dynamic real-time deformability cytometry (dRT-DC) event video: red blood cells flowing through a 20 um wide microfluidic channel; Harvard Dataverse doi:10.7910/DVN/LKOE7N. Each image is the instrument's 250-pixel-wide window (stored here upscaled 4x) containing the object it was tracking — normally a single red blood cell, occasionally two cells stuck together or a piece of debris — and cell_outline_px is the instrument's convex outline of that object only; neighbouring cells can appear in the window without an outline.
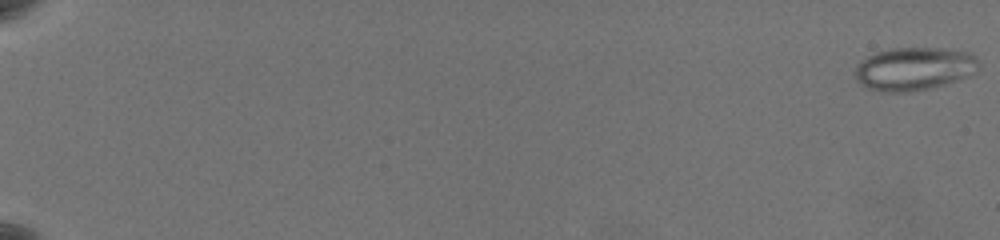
{"species": "common noctule bat (a hibernating species)", "species_latin": "Nyctalus noctula", "temperature_condition": "warm", "stored_images_in_passage": 63, "camera_frame_rate_fps": 3000, "um_per_image_px": 0.085, "animal": {"sex": "female", "body_mass_g": 19.5, "forearm_length_mm": 54.1}, "frame": {"image": 1, "passage_image": 1, "time_ms": 0.0, "image_size_px": [1000, 240], "cell_outline_px": [[980, 64], [976, 72], [972, 76], [944, 84], [928, 88], [908, 92], [888, 92], [868, 88], [860, 84], [856, 80], [856, 64], [860, 60], [876, 52], [892, 48], [940, 48], [972, 52], [976, 56]], "centroid_in_image_um": [77.74, 5.83], "position_along_channel_um": 7.3, "area_um2": 31.33}}
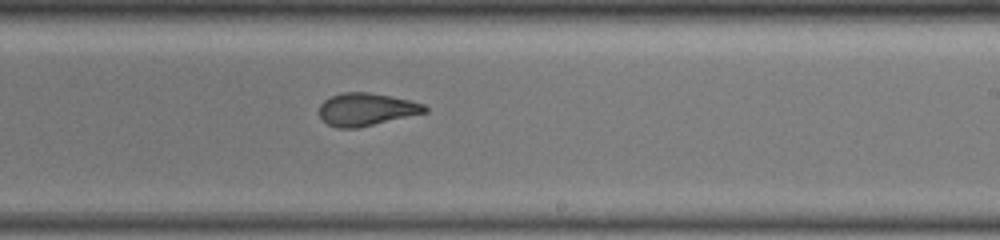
{"frame": {"image": 2, "passage_image": 42, "time_ms": 13.667, "image_size_px": [1000, 240], "cell_outline_px": [[428, 112], [360, 128], [336, 128], [328, 124], [320, 116], [320, 104], [328, 96], [344, 92], [368, 92], [408, 100], [424, 104], [428, 108]], "centroid_in_image_um": [31.13, 9.3], "position_along_channel_um": 257.9, "area_um2": 20.17}}
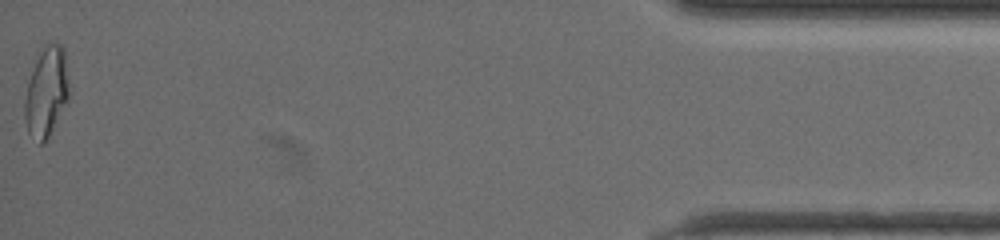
{"frame": {"image": 3, "passage_image": 63, "time_ms": 20.667, "image_size_px": [1000, 240], "cell_outline_px": [[68, 104], [44, 144], [40, 144], [28, 132], [24, 116], [24, 100], [28, 80], [36, 60], [40, 52], [48, 44], [60, 44], [64, 48], [68, 80]], "centroid_in_image_um": [3.95, 7.87], "position_along_channel_um": 431.3, "area_um2": 23.18}, "authors_computed_cell_mechanics": {"area_um2": 21.8484, "velocity_mm_per_s": 3.5714, "shape_relaxation_time_tau1_ms": null, "shape_relaxation_time_tau2_ms": 1.2903, "deformation_change_tau1": null, "deformation_change_tau2": 0.086}}